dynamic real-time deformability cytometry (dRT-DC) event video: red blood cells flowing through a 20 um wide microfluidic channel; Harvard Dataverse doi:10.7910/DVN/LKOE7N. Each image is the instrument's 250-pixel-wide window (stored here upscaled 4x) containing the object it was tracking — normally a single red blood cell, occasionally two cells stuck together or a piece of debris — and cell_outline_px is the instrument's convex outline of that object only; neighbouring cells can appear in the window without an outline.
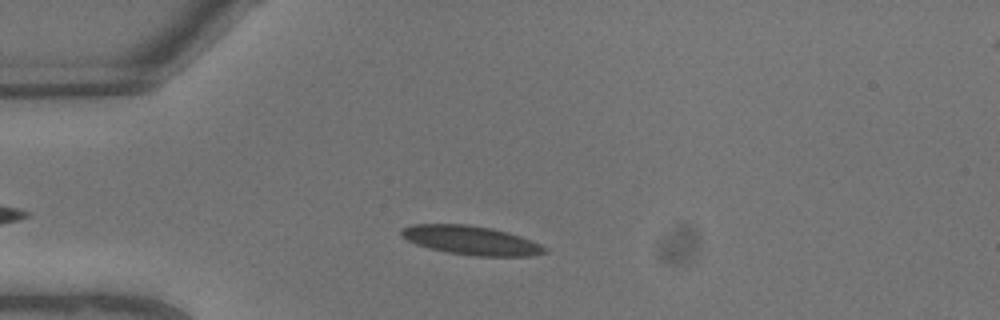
{"species": "common noctule bat (a hibernating species)", "species_latin": "Nyctalus noctula", "temperature_condition": "warm", "stored_images_in_passage": 6, "camera_frame_rate_fps": 3000, "um_per_image_px": 0.085, "animal": {"sex": "male", "body_mass_g": 13.3}, "frame": {"image": 1, "passage_image": 4, "time_ms": 1.0, "image_size_px": [1000, 320], "cell_outline_px": [[548, 252], [528, 256], [476, 256], [448, 252], [428, 248], [416, 244], [400, 236], [400, 232], [404, 228], [412, 224], [468, 224], [492, 228], [508, 232], [520, 236], [540, 244], [548, 248]], "centroid_in_image_um": [40.05, 20.42], "position_along_channel_um": 45.0, "area_um2": 24.16}}